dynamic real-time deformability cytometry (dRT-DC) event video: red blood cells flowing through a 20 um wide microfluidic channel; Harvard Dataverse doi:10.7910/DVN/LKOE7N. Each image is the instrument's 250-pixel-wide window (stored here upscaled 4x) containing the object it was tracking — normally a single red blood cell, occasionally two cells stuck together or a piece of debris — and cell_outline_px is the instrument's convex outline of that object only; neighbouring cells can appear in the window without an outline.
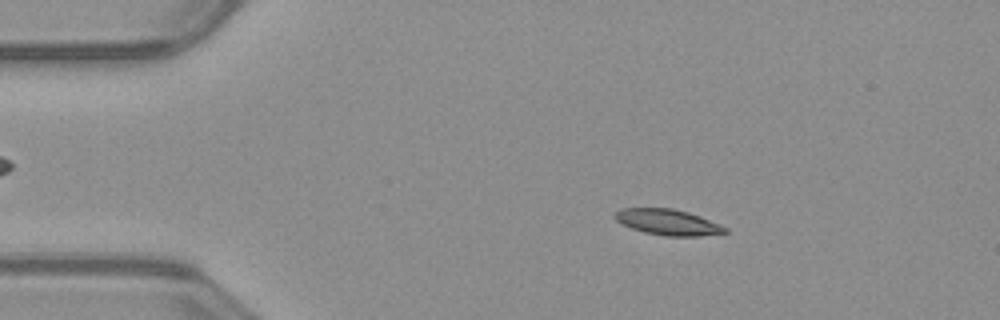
{"species": "common noctule bat (a hibernating species)", "species_latin": "Nyctalus noctula", "temperature_condition": "warm", "stored_images_in_passage": 52, "camera_frame_rate_fps": 3000, "um_per_image_px": 0.085, "animal": {"sex": "male", "body_mass_g": 23.1, "forearm_length_mm": 52.7}, "frame": {"image": 1, "passage_image": 9, "time_ms": 2.667, "image_size_px": [1000, 320], "cell_outline_px": [[728, 232], [700, 236], [664, 236], [644, 232], [620, 224], [612, 216], [620, 208], [672, 208], [688, 212], [700, 216], [728, 228]], "centroid_in_image_um": [56.74, 18.88], "position_along_channel_um": 28.3, "area_um2": 16.65}}
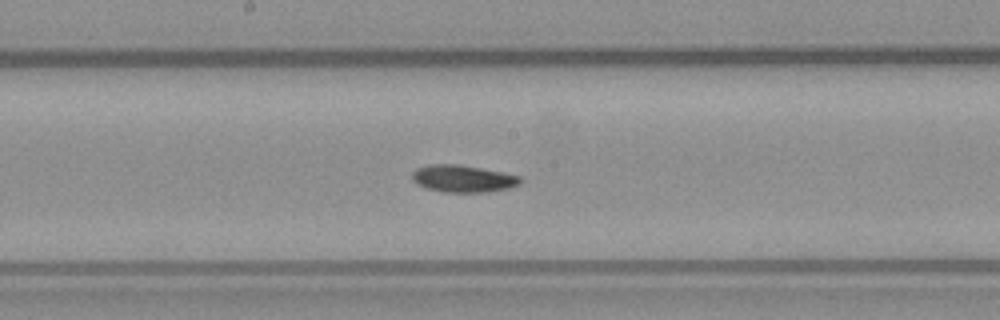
{"frame": {"image": 2, "passage_image": 27, "time_ms": 8.667, "image_size_px": [1000, 320], "cell_outline_px": [[524, 180], [520, 184], [508, 188], [488, 192], [444, 192], [424, 188], [416, 184], [412, 180], [412, 172], [416, 168], [428, 164], [460, 164], [520, 176]], "centroid_in_image_um": [39.32, 15.18], "position_along_channel_um": 208.9, "area_um2": 17.28}}
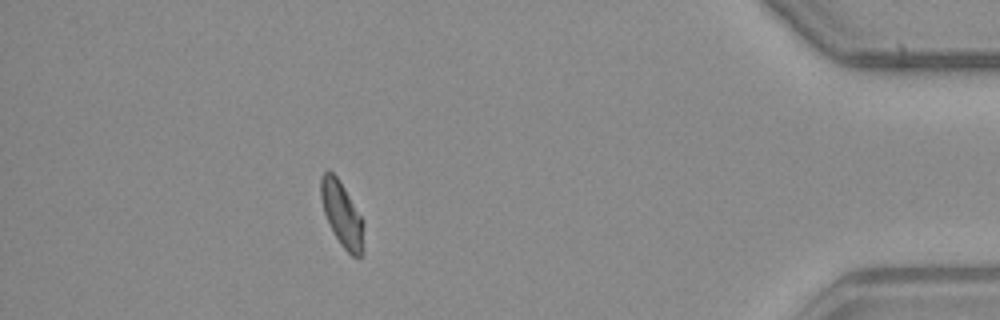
{"frame": {"image": 3, "passage_image": 46, "time_ms": 15.0, "image_size_px": [1000, 320], "cell_outline_px": [[364, 252], [360, 256], [352, 256], [340, 244], [324, 212], [320, 196], [320, 176], [328, 168], [336, 176], [344, 188], [364, 220]], "centroid_in_image_um": [29.08, 18.21], "position_along_channel_um": 406.1, "area_um2": 16.18}, "authors_computed_cell_mechanics": {"area_um2": 16.5886, "velocity_mm_per_s": 3.979, "shape_relaxation_time_tau1_ms": 8.7229, "shape_relaxation_time_tau2_ms": 2.8632, "deformation_change_tau1": 0.1994, "deformation_change_tau2": 0.0722}}